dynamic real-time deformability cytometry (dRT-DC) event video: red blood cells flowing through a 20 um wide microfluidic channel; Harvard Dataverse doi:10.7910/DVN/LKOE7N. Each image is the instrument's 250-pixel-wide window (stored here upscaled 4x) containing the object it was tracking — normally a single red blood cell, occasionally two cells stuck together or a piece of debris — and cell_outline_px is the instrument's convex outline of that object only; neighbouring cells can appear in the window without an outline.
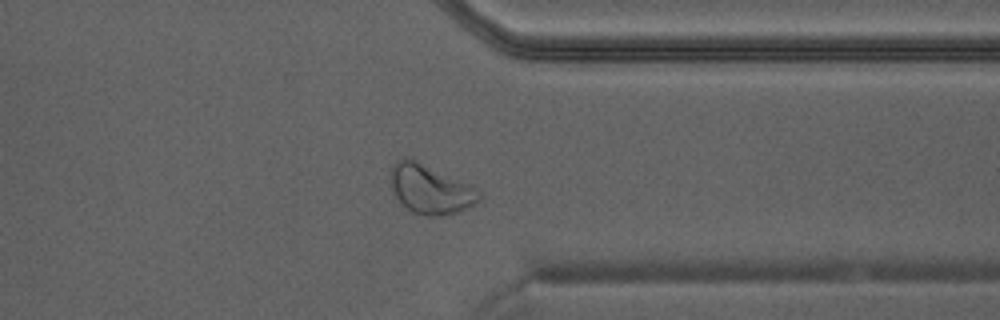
{"species": "Egyptian fruit bat (a non-hibernating species)", "species_latin": "Rousettus aegyptiacus", "temperature_condition": "warm", "stored_images_in_passage": 34, "camera_frame_rate_fps": 3000, "um_per_image_px": 0.085, "animal": {"sex": "male"}, "frame": {"image": 1, "passage_image": 25, "time_ms": 8.0, "image_size_px": [1000, 320], "cell_outline_px": [[484, 196], [476, 204], [460, 212], [444, 216], [428, 216], [412, 212], [400, 204], [392, 192], [388, 180], [392, 164], [396, 160], [416, 160], [468, 184], [476, 188]], "centroid_in_image_um": [36.56, 16.13], "position_along_channel_um": 374.8, "area_um2": 25.66}}